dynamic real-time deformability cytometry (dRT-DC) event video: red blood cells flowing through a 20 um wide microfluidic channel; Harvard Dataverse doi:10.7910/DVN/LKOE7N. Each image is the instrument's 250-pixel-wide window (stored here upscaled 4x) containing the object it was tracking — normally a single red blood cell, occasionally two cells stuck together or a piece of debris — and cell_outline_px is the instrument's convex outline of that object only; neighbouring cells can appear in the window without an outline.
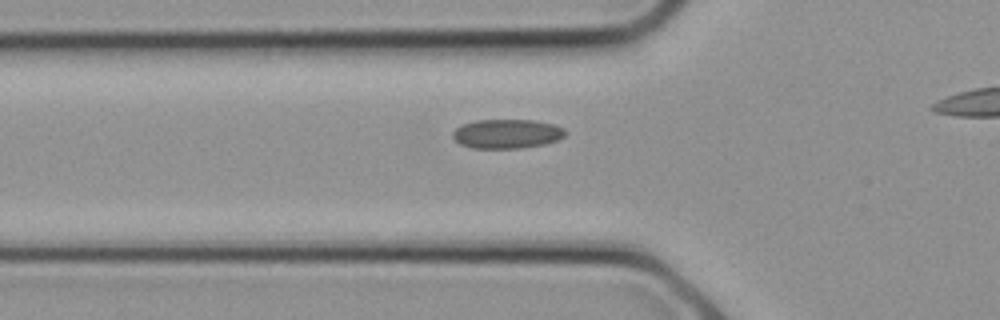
{"species": "common noctule bat (a hibernating species)", "species_latin": "Nyctalus noctula", "temperature_condition": "cold", "stored_images_in_passage": 9, "segment_of_instrument_passage": [1, 2], "camera_frame_rate_fps": 3000, "um_per_image_px": 0.085, "animal": {"sex": "female", "body_mass_g": 21.9}, "frame": {"image": 1, "passage_image": 6, "time_ms": 1.667, "image_size_px": [1000, 320], "cell_outline_px": [[564, 136], [556, 140], [544, 144], [520, 148], [472, 148], [460, 144], [452, 136], [452, 132], [456, 128], [464, 124], [476, 120], [532, 120], [552, 124], [564, 128]], "centroid_in_image_um": [43.05, 11.37], "position_along_channel_um": 82.7, "area_um2": 18.96}}
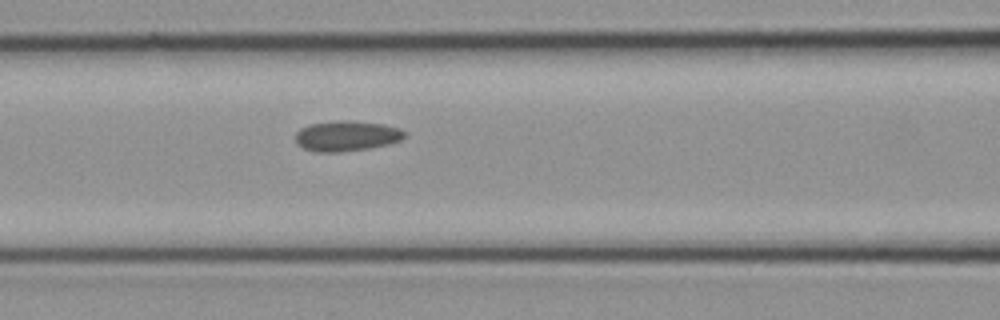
{"frame": {"image": 2, "passage_image": 8, "time_ms": 2.333, "image_size_px": [1000, 320], "cell_outline_px": [[404, 136], [400, 140], [388, 144], [368, 148], [340, 152], [316, 152], [304, 148], [296, 144], [296, 132], [300, 128], [308, 124], [340, 120], [348, 120], [384, 124], [400, 128], [404, 132]], "centroid_in_image_um": [29.42, 11.55], "position_along_channel_um": 137.2, "area_um2": 19.31}}